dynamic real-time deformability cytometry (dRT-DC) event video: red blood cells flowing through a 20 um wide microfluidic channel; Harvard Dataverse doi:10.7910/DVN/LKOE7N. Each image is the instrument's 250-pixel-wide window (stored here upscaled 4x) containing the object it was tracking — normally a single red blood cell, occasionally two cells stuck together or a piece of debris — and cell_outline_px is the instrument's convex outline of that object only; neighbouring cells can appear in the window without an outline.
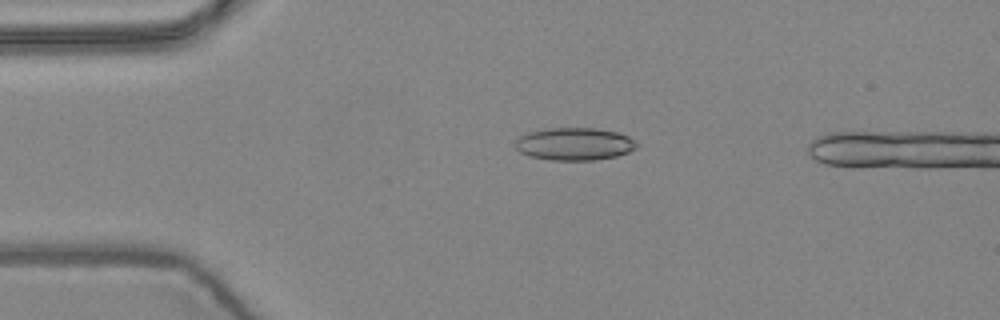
{"species": "common noctule bat (a hibernating species)", "species_latin": "Nyctalus noctula", "temperature_condition": "warm", "stored_images_in_passage": 3, "camera_frame_rate_fps": 3000, "um_per_image_px": 0.085, "animal": {"sex": "female", "body_mass_g": 24.6, "forearm_length_mm": 56.2}, "frame": {"image": 1, "passage_image": 1, "time_ms": 0.0, "image_size_px": [1000, 320], "cell_outline_px": [[636, 148], [628, 152], [616, 156], [592, 160], [552, 160], [528, 156], [520, 152], [516, 148], [516, 140], [520, 136], [528, 132], [548, 128], [596, 128], [616, 132], [628, 136], [636, 144]], "centroid_in_image_um": [48.79, 12.24], "position_along_channel_um": 36.2, "area_um2": 22.89}}